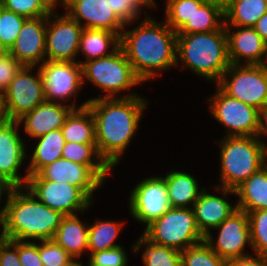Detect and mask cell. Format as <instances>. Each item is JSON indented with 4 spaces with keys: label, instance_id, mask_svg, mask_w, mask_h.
Returning a JSON list of instances; mask_svg holds the SVG:
<instances>
[{
    "label": "cell",
    "instance_id": "e575fe53",
    "mask_svg": "<svg viewBox=\"0 0 267 266\" xmlns=\"http://www.w3.org/2000/svg\"><path fill=\"white\" fill-rule=\"evenodd\" d=\"M181 260L183 266H227V261L219 257L206 241L181 251Z\"/></svg>",
    "mask_w": 267,
    "mask_h": 266
},
{
    "label": "cell",
    "instance_id": "f907efd6",
    "mask_svg": "<svg viewBox=\"0 0 267 266\" xmlns=\"http://www.w3.org/2000/svg\"><path fill=\"white\" fill-rule=\"evenodd\" d=\"M9 189L10 187L0 179V202H1L3 194L6 195Z\"/></svg>",
    "mask_w": 267,
    "mask_h": 266
},
{
    "label": "cell",
    "instance_id": "44dd1931",
    "mask_svg": "<svg viewBox=\"0 0 267 266\" xmlns=\"http://www.w3.org/2000/svg\"><path fill=\"white\" fill-rule=\"evenodd\" d=\"M74 103L63 104L45 100L32 111L18 120L21 125L24 122L25 132L33 138L39 137L50 131L61 129L66 117L73 109H77Z\"/></svg>",
    "mask_w": 267,
    "mask_h": 266
},
{
    "label": "cell",
    "instance_id": "ac0fdd59",
    "mask_svg": "<svg viewBox=\"0 0 267 266\" xmlns=\"http://www.w3.org/2000/svg\"><path fill=\"white\" fill-rule=\"evenodd\" d=\"M66 10L83 28L109 30L121 37L126 26L114 13L108 0H68ZM82 20L85 21L84 25Z\"/></svg>",
    "mask_w": 267,
    "mask_h": 266
},
{
    "label": "cell",
    "instance_id": "7c38bea8",
    "mask_svg": "<svg viewBox=\"0 0 267 266\" xmlns=\"http://www.w3.org/2000/svg\"><path fill=\"white\" fill-rule=\"evenodd\" d=\"M46 25V61L77 62L75 57L79 54L83 30L80 23L66 12L59 16L55 11L47 16Z\"/></svg>",
    "mask_w": 267,
    "mask_h": 266
},
{
    "label": "cell",
    "instance_id": "c3c4849f",
    "mask_svg": "<svg viewBox=\"0 0 267 266\" xmlns=\"http://www.w3.org/2000/svg\"><path fill=\"white\" fill-rule=\"evenodd\" d=\"M40 2L50 13H54L57 3L61 2L64 7L68 4V0H40Z\"/></svg>",
    "mask_w": 267,
    "mask_h": 266
},
{
    "label": "cell",
    "instance_id": "ffe728a7",
    "mask_svg": "<svg viewBox=\"0 0 267 266\" xmlns=\"http://www.w3.org/2000/svg\"><path fill=\"white\" fill-rule=\"evenodd\" d=\"M233 27L237 30L230 32V27L225 26L230 63L237 65L267 64V43L255 29L253 27ZM242 59L245 60L244 63H241Z\"/></svg>",
    "mask_w": 267,
    "mask_h": 266
},
{
    "label": "cell",
    "instance_id": "cb8c5ba5",
    "mask_svg": "<svg viewBox=\"0 0 267 266\" xmlns=\"http://www.w3.org/2000/svg\"><path fill=\"white\" fill-rule=\"evenodd\" d=\"M89 226L75 215L64 216L53 240L72 258L79 259L88 250Z\"/></svg>",
    "mask_w": 267,
    "mask_h": 266
},
{
    "label": "cell",
    "instance_id": "5bb4252c",
    "mask_svg": "<svg viewBox=\"0 0 267 266\" xmlns=\"http://www.w3.org/2000/svg\"><path fill=\"white\" fill-rule=\"evenodd\" d=\"M38 69L42 76L47 101L64 100L67 103L66 99L78 94L77 92L82 88V65L78 62L45 60Z\"/></svg>",
    "mask_w": 267,
    "mask_h": 266
},
{
    "label": "cell",
    "instance_id": "bcb514c9",
    "mask_svg": "<svg viewBox=\"0 0 267 266\" xmlns=\"http://www.w3.org/2000/svg\"><path fill=\"white\" fill-rule=\"evenodd\" d=\"M262 135L267 136V105L259 110V118H258V130H257V138L262 139ZM260 139V142L264 148V151L267 154V144Z\"/></svg>",
    "mask_w": 267,
    "mask_h": 266
},
{
    "label": "cell",
    "instance_id": "7dc6e473",
    "mask_svg": "<svg viewBox=\"0 0 267 266\" xmlns=\"http://www.w3.org/2000/svg\"><path fill=\"white\" fill-rule=\"evenodd\" d=\"M253 28L267 43V12L256 22Z\"/></svg>",
    "mask_w": 267,
    "mask_h": 266
},
{
    "label": "cell",
    "instance_id": "f1b7e54d",
    "mask_svg": "<svg viewBox=\"0 0 267 266\" xmlns=\"http://www.w3.org/2000/svg\"><path fill=\"white\" fill-rule=\"evenodd\" d=\"M112 46L111 52H106ZM120 47V36L104 29L83 28L80 37L79 52L82 51L86 61L102 58L112 54Z\"/></svg>",
    "mask_w": 267,
    "mask_h": 266
},
{
    "label": "cell",
    "instance_id": "816d5d0a",
    "mask_svg": "<svg viewBox=\"0 0 267 266\" xmlns=\"http://www.w3.org/2000/svg\"><path fill=\"white\" fill-rule=\"evenodd\" d=\"M61 266H83L82 263H78L75 258H71L67 263L61 265Z\"/></svg>",
    "mask_w": 267,
    "mask_h": 266
},
{
    "label": "cell",
    "instance_id": "6da1fadb",
    "mask_svg": "<svg viewBox=\"0 0 267 266\" xmlns=\"http://www.w3.org/2000/svg\"><path fill=\"white\" fill-rule=\"evenodd\" d=\"M136 93L121 98L88 100L95 122L96 149L99 156L112 169L119 163L139 122L147 102Z\"/></svg>",
    "mask_w": 267,
    "mask_h": 266
},
{
    "label": "cell",
    "instance_id": "d6a6232c",
    "mask_svg": "<svg viewBox=\"0 0 267 266\" xmlns=\"http://www.w3.org/2000/svg\"><path fill=\"white\" fill-rule=\"evenodd\" d=\"M122 224L113 221H97L89 226L88 250L89 254L118 247L115 240L121 231Z\"/></svg>",
    "mask_w": 267,
    "mask_h": 266
},
{
    "label": "cell",
    "instance_id": "2e32d148",
    "mask_svg": "<svg viewBox=\"0 0 267 266\" xmlns=\"http://www.w3.org/2000/svg\"><path fill=\"white\" fill-rule=\"evenodd\" d=\"M215 229L220 230L216 244L211 233L205 237V241L219 257L229 261L249 254L243 252L246 244L251 246L247 212L236 209Z\"/></svg>",
    "mask_w": 267,
    "mask_h": 266
},
{
    "label": "cell",
    "instance_id": "ee69618b",
    "mask_svg": "<svg viewBox=\"0 0 267 266\" xmlns=\"http://www.w3.org/2000/svg\"><path fill=\"white\" fill-rule=\"evenodd\" d=\"M0 266H22L18 257L17 240L0 241Z\"/></svg>",
    "mask_w": 267,
    "mask_h": 266
},
{
    "label": "cell",
    "instance_id": "4fadbf2b",
    "mask_svg": "<svg viewBox=\"0 0 267 266\" xmlns=\"http://www.w3.org/2000/svg\"><path fill=\"white\" fill-rule=\"evenodd\" d=\"M132 217L150 225L170 208L168 188L164 177H150L138 183L129 198Z\"/></svg>",
    "mask_w": 267,
    "mask_h": 266
},
{
    "label": "cell",
    "instance_id": "4316f807",
    "mask_svg": "<svg viewBox=\"0 0 267 266\" xmlns=\"http://www.w3.org/2000/svg\"><path fill=\"white\" fill-rule=\"evenodd\" d=\"M35 139L39 141L26 170L29 175L37 174L43 167L60 159L65 145L61 129L50 131Z\"/></svg>",
    "mask_w": 267,
    "mask_h": 266
},
{
    "label": "cell",
    "instance_id": "e0dca14e",
    "mask_svg": "<svg viewBox=\"0 0 267 266\" xmlns=\"http://www.w3.org/2000/svg\"><path fill=\"white\" fill-rule=\"evenodd\" d=\"M47 16L26 19L17 39L8 50L23 66H37L46 60Z\"/></svg>",
    "mask_w": 267,
    "mask_h": 266
},
{
    "label": "cell",
    "instance_id": "836d02e7",
    "mask_svg": "<svg viewBox=\"0 0 267 266\" xmlns=\"http://www.w3.org/2000/svg\"><path fill=\"white\" fill-rule=\"evenodd\" d=\"M166 23L176 33L191 19L206 0H166Z\"/></svg>",
    "mask_w": 267,
    "mask_h": 266
},
{
    "label": "cell",
    "instance_id": "30bf717a",
    "mask_svg": "<svg viewBox=\"0 0 267 266\" xmlns=\"http://www.w3.org/2000/svg\"><path fill=\"white\" fill-rule=\"evenodd\" d=\"M209 98L213 118L227 128L226 136H256L259 110L229 97L218 86Z\"/></svg>",
    "mask_w": 267,
    "mask_h": 266
},
{
    "label": "cell",
    "instance_id": "52a82bcc",
    "mask_svg": "<svg viewBox=\"0 0 267 266\" xmlns=\"http://www.w3.org/2000/svg\"><path fill=\"white\" fill-rule=\"evenodd\" d=\"M78 63L82 65L83 84L85 79H89V81L107 93V95H101V97L89 100L119 98L117 93L142 83L134 73L132 65L121 46L108 56L90 61H79Z\"/></svg>",
    "mask_w": 267,
    "mask_h": 266
},
{
    "label": "cell",
    "instance_id": "277c9868",
    "mask_svg": "<svg viewBox=\"0 0 267 266\" xmlns=\"http://www.w3.org/2000/svg\"><path fill=\"white\" fill-rule=\"evenodd\" d=\"M176 59L177 66L181 61L196 75L218 83L231 65L225 26L204 33H177Z\"/></svg>",
    "mask_w": 267,
    "mask_h": 266
},
{
    "label": "cell",
    "instance_id": "83f0119b",
    "mask_svg": "<svg viewBox=\"0 0 267 266\" xmlns=\"http://www.w3.org/2000/svg\"><path fill=\"white\" fill-rule=\"evenodd\" d=\"M267 12V0H231L224 7V26L253 27Z\"/></svg>",
    "mask_w": 267,
    "mask_h": 266
},
{
    "label": "cell",
    "instance_id": "11a10c76",
    "mask_svg": "<svg viewBox=\"0 0 267 266\" xmlns=\"http://www.w3.org/2000/svg\"><path fill=\"white\" fill-rule=\"evenodd\" d=\"M2 212H3V208H1V210H0V225L1 226L3 225V222H2ZM3 239H4V236H3L2 232H1V234H0V241H2Z\"/></svg>",
    "mask_w": 267,
    "mask_h": 266
},
{
    "label": "cell",
    "instance_id": "d4e9b609",
    "mask_svg": "<svg viewBox=\"0 0 267 266\" xmlns=\"http://www.w3.org/2000/svg\"><path fill=\"white\" fill-rule=\"evenodd\" d=\"M88 100L73 109L66 117L61 131L65 142L96 143L95 122L91 110L86 106Z\"/></svg>",
    "mask_w": 267,
    "mask_h": 266
},
{
    "label": "cell",
    "instance_id": "d6986e66",
    "mask_svg": "<svg viewBox=\"0 0 267 266\" xmlns=\"http://www.w3.org/2000/svg\"><path fill=\"white\" fill-rule=\"evenodd\" d=\"M42 179L65 182L80 188L91 200L103 180L87 165L60 158L37 173Z\"/></svg>",
    "mask_w": 267,
    "mask_h": 266
},
{
    "label": "cell",
    "instance_id": "f546056e",
    "mask_svg": "<svg viewBox=\"0 0 267 266\" xmlns=\"http://www.w3.org/2000/svg\"><path fill=\"white\" fill-rule=\"evenodd\" d=\"M222 20V21H221ZM224 25V7L206 0L191 19L177 33H204L217 31Z\"/></svg>",
    "mask_w": 267,
    "mask_h": 266
},
{
    "label": "cell",
    "instance_id": "3957f363",
    "mask_svg": "<svg viewBox=\"0 0 267 266\" xmlns=\"http://www.w3.org/2000/svg\"><path fill=\"white\" fill-rule=\"evenodd\" d=\"M6 197L2 207L4 239L20 242L53 240L63 214L43 204L25 187L10 188Z\"/></svg>",
    "mask_w": 267,
    "mask_h": 266
},
{
    "label": "cell",
    "instance_id": "ba28073f",
    "mask_svg": "<svg viewBox=\"0 0 267 266\" xmlns=\"http://www.w3.org/2000/svg\"><path fill=\"white\" fill-rule=\"evenodd\" d=\"M216 85L229 97L260 110L267 105V64H231Z\"/></svg>",
    "mask_w": 267,
    "mask_h": 266
},
{
    "label": "cell",
    "instance_id": "f6af8a7d",
    "mask_svg": "<svg viewBox=\"0 0 267 266\" xmlns=\"http://www.w3.org/2000/svg\"><path fill=\"white\" fill-rule=\"evenodd\" d=\"M255 255H257L255 257ZM245 255L227 261V266H267V256L255 254Z\"/></svg>",
    "mask_w": 267,
    "mask_h": 266
},
{
    "label": "cell",
    "instance_id": "7402d4cb",
    "mask_svg": "<svg viewBox=\"0 0 267 266\" xmlns=\"http://www.w3.org/2000/svg\"><path fill=\"white\" fill-rule=\"evenodd\" d=\"M205 188L193 204L196 224L202 235L206 237L211 231L227 219L236 209L222 197L209 194Z\"/></svg>",
    "mask_w": 267,
    "mask_h": 266
},
{
    "label": "cell",
    "instance_id": "9c48e42d",
    "mask_svg": "<svg viewBox=\"0 0 267 266\" xmlns=\"http://www.w3.org/2000/svg\"><path fill=\"white\" fill-rule=\"evenodd\" d=\"M25 188L43 204L64 216L83 212L93 202L80 188L65 182L44 180L38 174L29 175Z\"/></svg>",
    "mask_w": 267,
    "mask_h": 266
},
{
    "label": "cell",
    "instance_id": "484cf974",
    "mask_svg": "<svg viewBox=\"0 0 267 266\" xmlns=\"http://www.w3.org/2000/svg\"><path fill=\"white\" fill-rule=\"evenodd\" d=\"M168 188V197L171 207L189 208L199 198L203 189L199 190L194 176L181 171H170L164 177Z\"/></svg>",
    "mask_w": 267,
    "mask_h": 266
},
{
    "label": "cell",
    "instance_id": "db71d44e",
    "mask_svg": "<svg viewBox=\"0 0 267 266\" xmlns=\"http://www.w3.org/2000/svg\"><path fill=\"white\" fill-rule=\"evenodd\" d=\"M213 2L221 4L223 7H225L231 0H211Z\"/></svg>",
    "mask_w": 267,
    "mask_h": 266
},
{
    "label": "cell",
    "instance_id": "7a4b0ae2",
    "mask_svg": "<svg viewBox=\"0 0 267 266\" xmlns=\"http://www.w3.org/2000/svg\"><path fill=\"white\" fill-rule=\"evenodd\" d=\"M120 46L142 82L177 65V33L165 21L157 23L147 13L140 25L122 31Z\"/></svg>",
    "mask_w": 267,
    "mask_h": 266
},
{
    "label": "cell",
    "instance_id": "5b68a950",
    "mask_svg": "<svg viewBox=\"0 0 267 266\" xmlns=\"http://www.w3.org/2000/svg\"><path fill=\"white\" fill-rule=\"evenodd\" d=\"M219 144L221 184L215 190L226 197L267 164V154L257 136H224Z\"/></svg>",
    "mask_w": 267,
    "mask_h": 266
},
{
    "label": "cell",
    "instance_id": "f5cc1de1",
    "mask_svg": "<svg viewBox=\"0 0 267 266\" xmlns=\"http://www.w3.org/2000/svg\"><path fill=\"white\" fill-rule=\"evenodd\" d=\"M8 48L3 44V41L0 37V54L8 52Z\"/></svg>",
    "mask_w": 267,
    "mask_h": 266
},
{
    "label": "cell",
    "instance_id": "60d3db41",
    "mask_svg": "<svg viewBox=\"0 0 267 266\" xmlns=\"http://www.w3.org/2000/svg\"><path fill=\"white\" fill-rule=\"evenodd\" d=\"M88 266H127L128 258L123 247L97 251L89 256Z\"/></svg>",
    "mask_w": 267,
    "mask_h": 266
},
{
    "label": "cell",
    "instance_id": "603a6c76",
    "mask_svg": "<svg viewBox=\"0 0 267 266\" xmlns=\"http://www.w3.org/2000/svg\"><path fill=\"white\" fill-rule=\"evenodd\" d=\"M237 209L244 212L267 210V164L235 189Z\"/></svg>",
    "mask_w": 267,
    "mask_h": 266
},
{
    "label": "cell",
    "instance_id": "74e56055",
    "mask_svg": "<svg viewBox=\"0 0 267 266\" xmlns=\"http://www.w3.org/2000/svg\"><path fill=\"white\" fill-rule=\"evenodd\" d=\"M26 20L0 5V37L3 44L10 49L18 37L21 27Z\"/></svg>",
    "mask_w": 267,
    "mask_h": 266
},
{
    "label": "cell",
    "instance_id": "9a60e30c",
    "mask_svg": "<svg viewBox=\"0 0 267 266\" xmlns=\"http://www.w3.org/2000/svg\"><path fill=\"white\" fill-rule=\"evenodd\" d=\"M19 126L14 120L0 124V179L10 188L25 187L29 177L28 173L23 178L18 174L27 157Z\"/></svg>",
    "mask_w": 267,
    "mask_h": 266
},
{
    "label": "cell",
    "instance_id": "ab89813d",
    "mask_svg": "<svg viewBox=\"0 0 267 266\" xmlns=\"http://www.w3.org/2000/svg\"><path fill=\"white\" fill-rule=\"evenodd\" d=\"M39 255L43 266H61L72 258L54 240H41Z\"/></svg>",
    "mask_w": 267,
    "mask_h": 266
},
{
    "label": "cell",
    "instance_id": "8d00e7d4",
    "mask_svg": "<svg viewBox=\"0 0 267 266\" xmlns=\"http://www.w3.org/2000/svg\"><path fill=\"white\" fill-rule=\"evenodd\" d=\"M117 17L125 24L135 22L141 15L143 6L155 7L154 0H108Z\"/></svg>",
    "mask_w": 267,
    "mask_h": 266
},
{
    "label": "cell",
    "instance_id": "d590c367",
    "mask_svg": "<svg viewBox=\"0 0 267 266\" xmlns=\"http://www.w3.org/2000/svg\"><path fill=\"white\" fill-rule=\"evenodd\" d=\"M247 214L251 248L255 254L267 256V210H256Z\"/></svg>",
    "mask_w": 267,
    "mask_h": 266
},
{
    "label": "cell",
    "instance_id": "681fc988",
    "mask_svg": "<svg viewBox=\"0 0 267 266\" xmlns=\"http://www.w3.org/2000/svg\"><path fill=\"white\" fill-rule=\"evenodd\" d=\"M9 120L4 101V92L0 91V124H3Z\"/></svg>",
    "mask_w": 267,
    "mask_h": 266
},
{
    "label": "cell",
    "instance_id": "8fae6325",
    "mask_svg": "<svg viewBox=\"0 0 267 266\" xmlns=\"http://www.w3.org/2000/svg\"><path fill=\"white\" fill-rule=\"evenodd\" d=\"M34 69L35 66H23L4 91L9 120L18 121L46 100L40 69L36 76L31 73Z\"/></svg>",
    "mask_w": 267,
    "mask_h": 266
},
{
    "label": "cell",
    "instance_id": "7bdbcfd3",
    "mask_svg": "<svg viewBox=\"0 0 267 266\" xmlns=\"http://www.w3.org/2000/svg\"><path fill=\"white\" fill-rule=\"evenodd\" d=\"M17 251L22 266H43L39 255V244L32 241H17Z\"/></svg>",
    "mask_w": 267,
    "mask_h": 266
},
{
    "label": "cell",
    "instance_id": "4dcf8cb0",
    "mask_svg": "<svg viewBox=\"0 0 267 266\" xmlns=\"http://www.w3.org/2000/svg\"><path fill=\"white\" fill-rule=\"evenodd\" d=\"M62 158L89 166L103 181L112 170L99 156L96 143L65 142Z\"/></svg>",
    "mask_w": 267,
    "mask_h": 266
},
{
    "label": "cell",
    "instance_id": "8992f818",
    "mask_svg": "<svg viewBox=\"0 0 267 266\" xmlns=\"http://www.w3.org/2000/svg\"><path fill=\"white\" fill-rule=\"evenodd\" d=\"M151 243L177 251L205 241L198 229L192 207H171L160 218L148 225L142 234Z\"/></svg>",
    "mask_w": 267,
    "mask_h": 266
},
{
    "label": "cell",
    "instance_id": "b9f144b4",
    "mask_svg": "<svg viewBox=\"0 0 267 266\" xmlns=\"http://www.w3.org/2000/svg\"><path fill=\"white\" fill-rule=\"evenodd\" d=\"M23 65L9 52L0 54V91L4 92Z\"/></svg>",
    "mask_w": 267,
    "mask_h": 266
},
{
    "label": "cell",
    "instance_id": "1f68e13d",
    "mask_svg": "<svg viewBox=\"0 0 267 266\" xmlns=\"http://www.w3.org/2000/svg\"><path fill=\"white\" fill-rule=\"evenodd\" d=\"M143 245L146 248L142 253L145 266H183L180 251L151 243L142 234L132 246L133 252H138Z\"/></svg>",
    "mask_w": 267,
    "mask_h": 266
},
{
    "label": "cell",
    "instance_id": "f35d334b",
    "mask_svg": "<svg viewBox=\"0 0 267 266\" xmlns=\"http://www.w3.org/2000/svg\"><path fill=\"white\" fill-rule=\"evenodd\" d=\"M0 5L26 19L44 17L50 14L40 0H0Z\"/></svg>",
    "mask_w": 267,
    "mask_h": 266
}]
</instances>
